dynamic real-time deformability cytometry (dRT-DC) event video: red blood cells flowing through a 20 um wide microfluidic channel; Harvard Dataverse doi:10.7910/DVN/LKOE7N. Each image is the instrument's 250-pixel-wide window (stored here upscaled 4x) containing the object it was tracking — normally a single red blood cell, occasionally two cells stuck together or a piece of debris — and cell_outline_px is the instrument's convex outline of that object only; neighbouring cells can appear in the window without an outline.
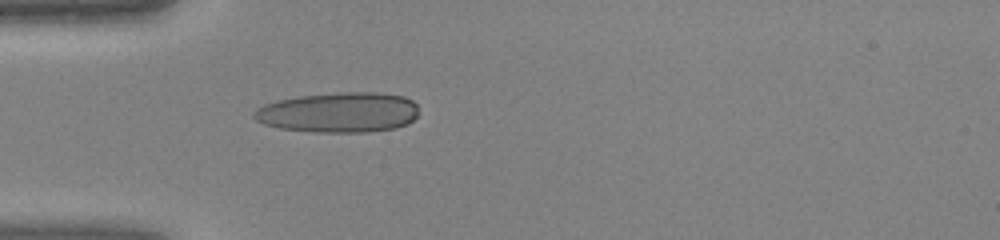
{"species": "human", "species_latin": "Homo sapiens", "temperature_condition": "warm", "stored_images_in_passage": 45, "camera_frame_rate_fps": 3000, "um_per_image_px": 0.085, "donor": {"sex": "female"}, "frame": {"image": 1, "passage_image": 14, "time_ms": 4.333, "image_size_px": [1000, 240], "cell_outline_px": [[416, 116], [408, 124], [396, 128], [364, 132], [316, 132], [280, 128], [264, 124], [256, 120], [252, 116], [252, 112], [256, 108], [264, 104], [276, 100], [300, 96], [340, 92], [380, 92], [404, 96], [412, 100], [416, 104]], "centroid_in_image_um": [28.77, 9.55], "position_along_channel_um": 56.2, "area_um2": 38.73}}
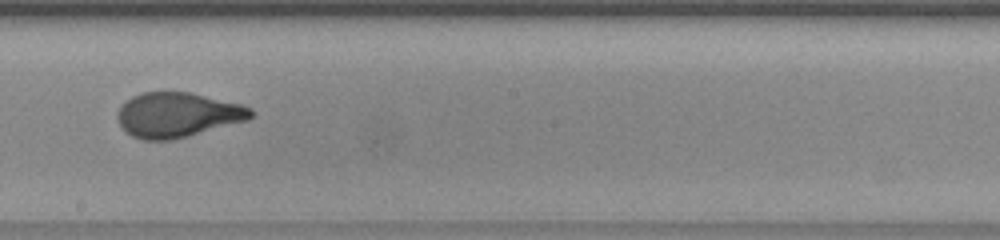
{"frame": {"image": 2, "passage_image": 26, "time_ms": 8.333, "image_size_px": [1000, 240], "cell_outline_px": [[252, 116], [248, 120], [188, 136], [172, 140], [144, 140], [132, 136], [120, 124], [116, 116], [116, 112], [120, 104], [132, 96], [140, 92], [188, 92], [240, 104], [252, 108]], "centroid_in_image_um": [15.05, 9.76], "position_along_channel_um": 233.1, "area_um2": 34.74}}
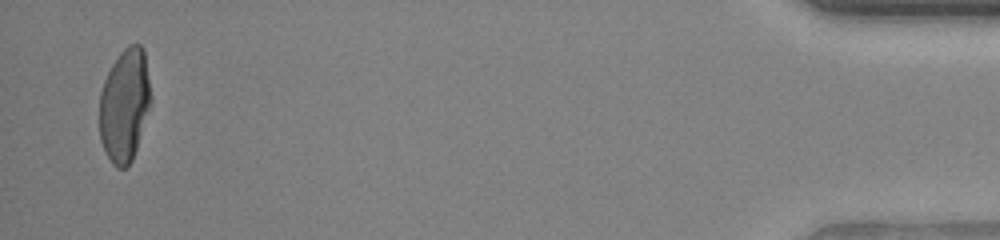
{"frame": {"image": 3, "passage_image": 44, "time_ms": 14.333, "image_size_px": [1000, 240], "cell_outline_px": [[152, 104], [132, 160], [124, 168], [116, 168], [112, 164], [100, 140], [100, 92], [104, 80], [112, 64], [120, 52], [128, 44], [140, 44], [144, 48], [152, 100]], "centroid_in_image_um": [10.61, 8.92], "position_along_channel_um": 424.6, "area_um2": 34.04}}